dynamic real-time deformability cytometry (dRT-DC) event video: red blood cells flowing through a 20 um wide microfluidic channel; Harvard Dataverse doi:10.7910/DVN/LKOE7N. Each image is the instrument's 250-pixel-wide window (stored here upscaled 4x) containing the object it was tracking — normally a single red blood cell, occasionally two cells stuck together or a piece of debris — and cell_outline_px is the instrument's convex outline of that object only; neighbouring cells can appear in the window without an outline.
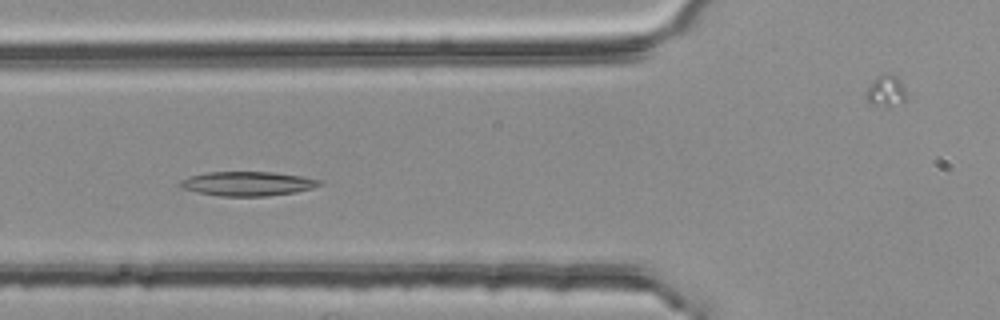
{"species": "common noctule bat (a hibernating species)", "species_latin": "Nyctalus noctula", "temperature_condition": "room temperature", "stored_images_in_passage": 51, "camera_frame_rate_fps": 3000, "um_per_image_px": 0.085, "animal": {"sex": "female", "body_mass_g": 25.1}, "frame": {"image": 1, "passage_image": 18, "time_ms": 5.667, "image_size_px": [1000, 320], "cell_outline_px": [[320, 184], [312, 188], [296, 192], [268, 196], [220, 196], [196, 192], [180, 188], [180, 184], [188, 176], [208, 172], [272, 172], [300, 176], [320, 180]], "centroid_in_image_um": [21.01, 15.62], "position_along_channel_um": 104.8, "area_um2": 19.54}}
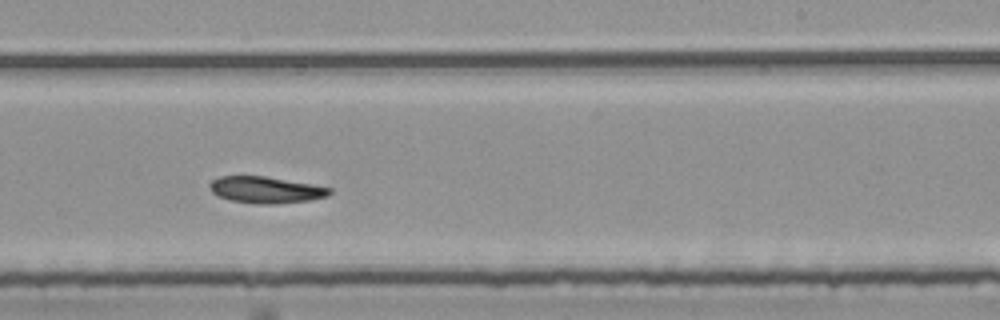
{"frame": {"image": 2, "passage_image": 31, "time_ms": 10.0, "image_size_px": [1000, 320], "cell_outline_px": [[332, 192], [328, 196], [308, 200], [276, 204], [256, 204], [232, 200], [216, 196], [208, 188], [212, 180], [220, 176], [264, 176], [312, 184], [332, 188]], "centroid_in_image_um": [22.58, 16.14], "position_along_channel_um": 266.4, "area_um2": 18.55}}
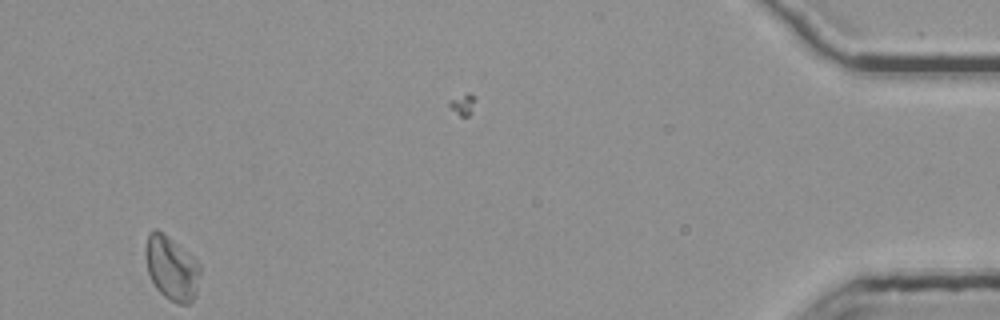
{"frame": {"image": 3, "passage_image": 50, "time_ms": 16.333, "image_size_px": [1000, 320], "cell_outline_px": [[200, 272], [196, 296], [188, 304], [176, 304], [168, 300], [156, 288], [148, 272], [144, 256], [144, 248], [148, 232], [156, 228], [188, 252], [200, 264]], "centroid_in_image_um": [14.57, 22.8], "position_along_channel_um": 420.6, "area_um2": 20.58}}